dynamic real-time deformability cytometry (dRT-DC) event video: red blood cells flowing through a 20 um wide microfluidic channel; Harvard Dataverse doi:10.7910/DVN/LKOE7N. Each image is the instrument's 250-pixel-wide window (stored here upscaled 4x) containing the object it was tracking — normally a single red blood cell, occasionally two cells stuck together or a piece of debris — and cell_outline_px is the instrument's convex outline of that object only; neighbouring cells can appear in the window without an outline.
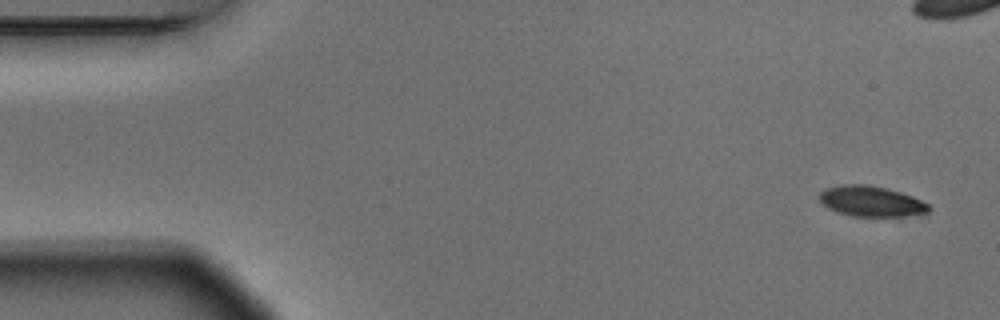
{"species": "Egyptian fruit bat (a non-hibernating species)", "species_latin": "Rousettus aegyptiacus", "temperature_condition": "warm", "stored_images_in_passage": 6, "camera_frame_rate_fps": 3000, "um_per_image_px": 0.085, "animal": {"sex": "male"}, "frame": {"image": 1, "passage_image": 1, "time_ms": 0.0, "image_size_px": [1000, 320], "cell_outline_px": [[932, 208], [928, 212], [908, 216], [852, 216], [836, 212], [828, 208], [820, 200], [820, 192], [824, 188], [844, 184], [868, 184], [888, 188], [912, 196], [928, 204]], "centroid_in_image_um": [74.05, 17.1], "position_along_channel_um": 11.0, "area_um2": 19.54}}
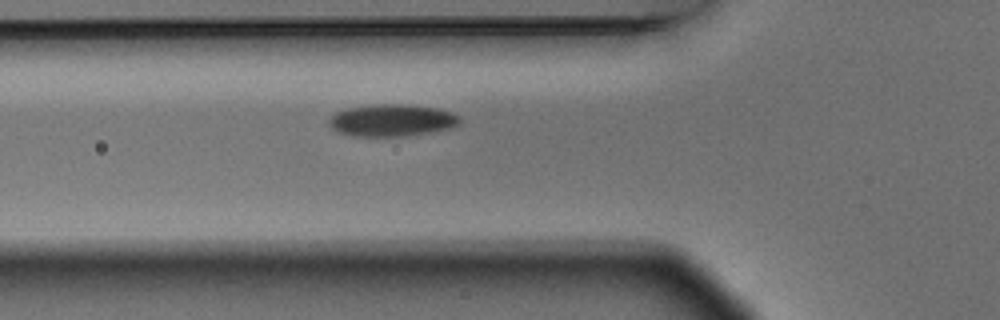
{"frame": {"image": 2, "passage_image": 6, "time_ms": 1.667, "image_size_px": [1000, 320], "cell_outline_px": [[460, 124], [452, 128], [408, 136], [352, 136], [340, 132], [332, 128], [328, 124], [328, 120], [336, 112], [348, 108], [372, 104], [404, 104], [436, 108], [452, 112], [460, 116]], "centroid_in_image_um": [33.33, 10.22], "position_along_channel_um": 92.5, "area_um2": 24.57}}